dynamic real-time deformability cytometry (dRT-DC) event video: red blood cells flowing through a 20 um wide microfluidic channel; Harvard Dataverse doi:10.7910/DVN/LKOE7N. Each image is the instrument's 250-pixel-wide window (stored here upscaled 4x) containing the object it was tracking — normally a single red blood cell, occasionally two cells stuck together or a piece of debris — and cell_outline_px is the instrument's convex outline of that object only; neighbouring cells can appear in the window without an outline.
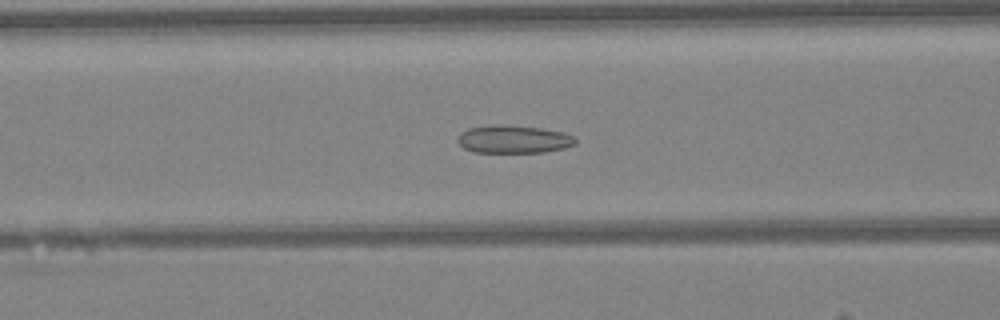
{"species": "Egyptian fruit bat (a non-hibernating species)", "species_latin": "Rousettus aegyptiacus", "temperature_condition": "warm", "stored_images_in_passage": 37, "camera_frame_rate_fps": 3000, "um_per_image_px": 0.085, "animal": {"sex": "female"}, "frame": {"image": 1, "passage_image": 12, "time_ms": 3.667, "image_size_px": [1000, 320], "cell_outline_px": [[576, 144], [564, 148], [544, 152], [472, 152], [464, 148], [456, 140], [460, 132], [468, 128], [496, 124], [500, 124], [540, 128], [564, 132], [572, 136], [576, 140]], "centroid_in_image_um": [43.62, 11.83], "position_along_channel_um": 123.0, "area_um2": 19.19}}
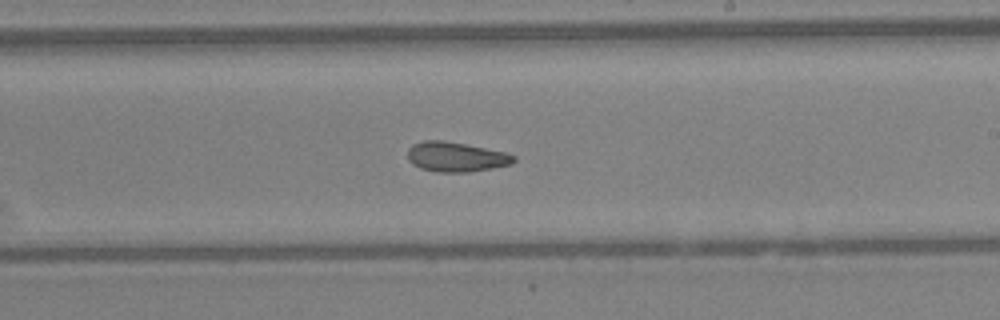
{"frame": {"image": 2, "passage_image": 21, "time_ms": 6.667, "image_size_px": [1000, 320], "cell_outline_px": [[516, 160], [512, 164], [492, 168], [468, 172], [436, 172], [420, 168], [412, 164], [408, 160], [408, 148], [412, 144], [424, 140], [444, 140], [508, 152], [516, 156]], "centroid_in_image_um": [38.77, 13.33], "position_along_channel_um": 250.2, "area_um2": 18.67}}
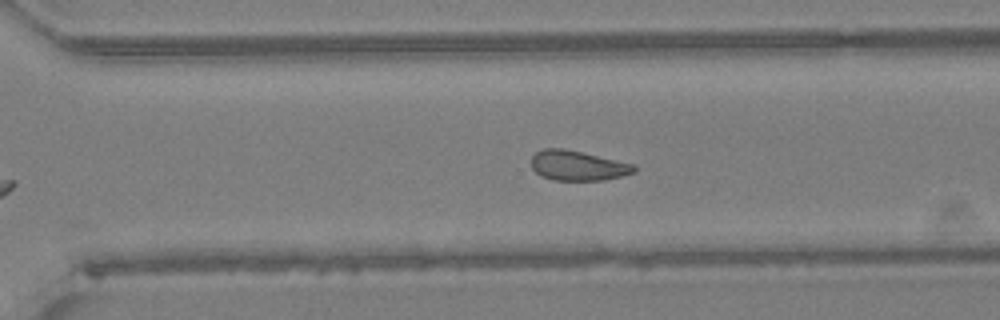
{"frame": {"image": 3, "passage_image": 26, "time_ms": 8.333, "image_size_px": [1000, 320], "cell_outline_px": [[636, 172], [604, 180], [552, 180], [540, 176], [532, 168], [532, 156], [536, 152], [544, 148], [564, 148], [616, 160], [632, 164], [636, 168]], "centroid_in_image_um": [49.07, 14.08], "position_along_channel_um": 321.5, "area_um2": 17.8}, "authors_computed_cell_mechanics": {"area_um2": 19.1896, "velocity_mm_per_s": 4.2656, "shape_relaxation_time_tau1_ms": null, "shape_relaxation_time_tau2_ms": 4.1775, "deformation_change_tau1": null, "deformation_change_tau2": 0.0992}}